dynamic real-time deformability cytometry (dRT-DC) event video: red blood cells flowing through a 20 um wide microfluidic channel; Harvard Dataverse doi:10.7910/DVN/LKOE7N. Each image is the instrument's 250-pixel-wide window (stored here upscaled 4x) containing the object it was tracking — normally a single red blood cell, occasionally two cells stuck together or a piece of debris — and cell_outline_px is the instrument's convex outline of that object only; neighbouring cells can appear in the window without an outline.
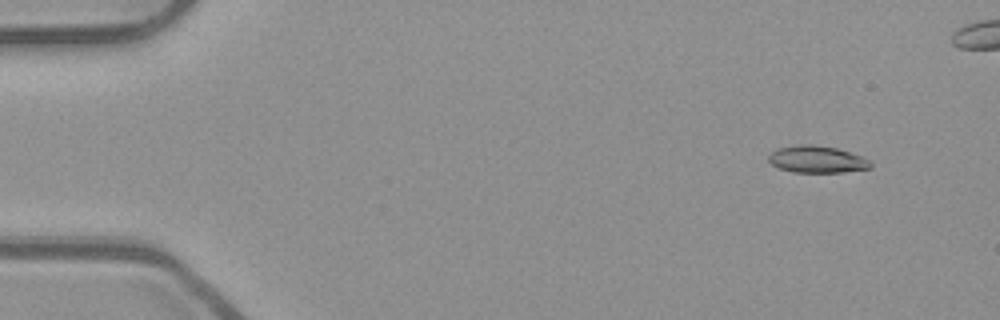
{"species": "common noctule bat (a hibernating species)", "species_latin": "Nyctalus noctula", "temperature_condition": "room temperature", "stored_images_in_passage": 49, "camera_frame_rate_fps": 3000, "um_per_image_px": 0.085, "animal": {"sex": "male", "body_mass_g": 23.1, "forearm_length_mm": 52.7}, "frame": {"image": 1, "passage_image": 5, "time_ms": 1.333, "image_size_px": [1000, 320], "cell_outline_px": [[872, 168], [844, 172], [792, 172], [780, 168], [772, 164], [768, 160], [768, 156], [776, 148], [800, 144], [812, 144], [836, 148], [860, 156], [868, 160], [872, 164]], "centroid_in_image_um": [69.42, 13.54], "position_along_channel_um": 15.6, "area_um2": 15.95}}
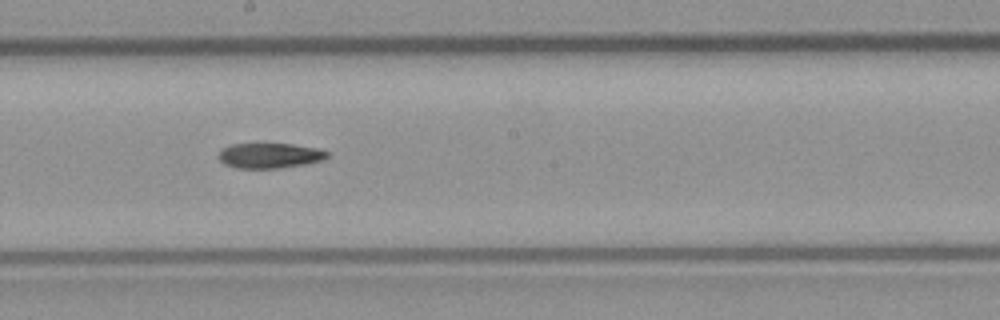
{"frame": {"image": 2, "passage_image": 30, "time_ms": 9.667, "image_size_px": [1000, 320], "cell_outline_px": [[328, 156], [320, 160], [304, 164], [280, 168], [236, 168], [224, 164], [220, 160], [220, 152], [224, 148], [232, 144], [292, 144], [316, 148], [328, 152]], "centroid_in_image_um": [22.91, 13.23], "position_along_channel_um": 225.3, "area_um2": 15.61}}
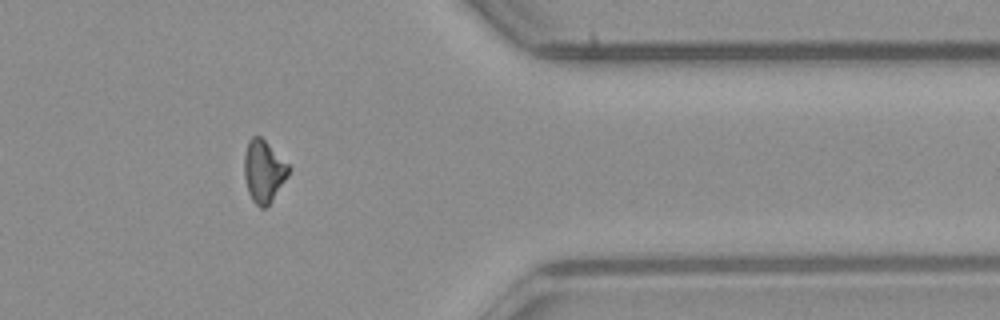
{"frame": {"image": 3, "passage_image": 44, "time_ms": 14.333, "image_size_px": [1000, 320], "cell_outline_px": [[292, 168], [288, 176], [272, 200], [264, 208], [260, 208], [252, 200], [248, 192], [244, 176], [244, 152], [248, 140], [252, 136], [260, 136]], "centroid_in_image_um": [22.4, 14.55], "position_along_channel_um": 389.0, "area_um2": 16.07}, "authors_computed_cell_mechanics": {"area_um2": 16.4152, "velocity_mm_per_s": 3.905, "shape_relaxation_time_tau1_ms": 9.387, "shape_relaxation_time_tau2_ms": null, "deformation_change_tau1": 0.181, "deformation_change_tau2": null}}